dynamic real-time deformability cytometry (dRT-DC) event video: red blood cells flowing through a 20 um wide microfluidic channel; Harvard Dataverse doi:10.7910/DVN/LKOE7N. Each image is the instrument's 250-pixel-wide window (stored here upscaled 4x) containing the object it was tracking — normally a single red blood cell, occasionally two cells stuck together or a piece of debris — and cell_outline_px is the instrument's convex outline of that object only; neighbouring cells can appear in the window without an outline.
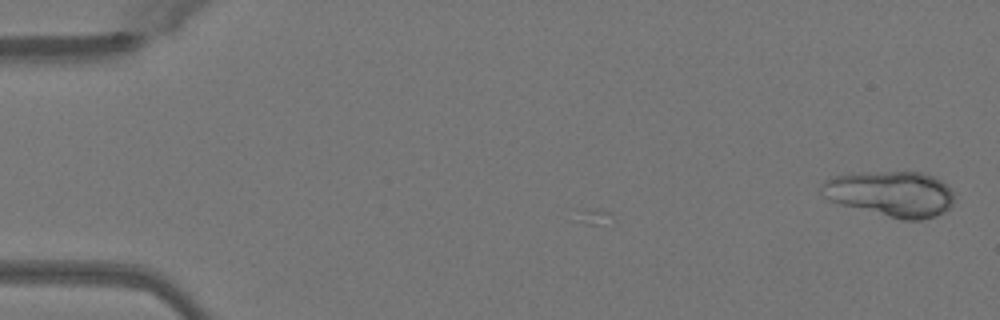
{"species": "Egyptian fruit bat (a non-hibernating species)", "species_latin": "Rousettus aegyptiacus", "temperature_condition": "warm", "stored_images_in_passage": 2, "camera_frame_rate_fps": 3000, "um_per_image_px": 0.085, "animal": {"sex": "female"}, "frame": {"image": 1, "passage_image": 2, "time_ms": 0.333, "image_size_px": [1000, 320], "cell_outline_px": [[952, 204], [948, 208], [936, 216], [920, 220], [904, 220], [840, 204], [828, 200], [820, 192], [824, 180], [832, 176], [860, 172], [920, 172], [932, 176], [940, 180], [952, 192]], "centroid_in_image_um": [75.67, 16.46], "position_along_channel_um": 9.3, "area_um2": 34.91}}